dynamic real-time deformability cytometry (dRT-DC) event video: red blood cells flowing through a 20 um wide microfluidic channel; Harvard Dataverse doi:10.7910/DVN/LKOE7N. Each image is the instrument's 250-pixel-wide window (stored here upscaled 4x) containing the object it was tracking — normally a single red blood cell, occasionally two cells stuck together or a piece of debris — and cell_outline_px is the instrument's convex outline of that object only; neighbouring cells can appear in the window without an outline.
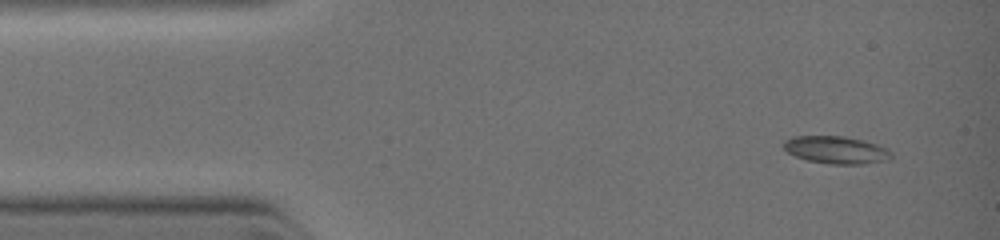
{"species": "common noctule bat (a hibernating species)", "species_latin": "Nyctalus noctula", "temperature_condition": "warm", "stored_images_in_passage": 8, "camera_frame_rate_fps": 3000, "um_per_image_px": 0.085, "animal": {"sex": "female", "body_mass_g": 19.0, "forearm_length_mm": 51.5}, "frame": {"image": 1, "passage_image": 1, "time_ms": 0.0, "image_size_px": [1000, 240], "cell_outline_px": [[892, 156], [884, 160], [864, 164], [832, 164], [808, 160], [796, 156], [788, 152], [780, 144], [784, 140], [792, 136], [844, 136], [864, 140], [888, 148], [892, 152]], "centroid_in_image_um": [71.05, 12.73], "position_along_channel_um": 14.0, "area_um2": 17.28}}
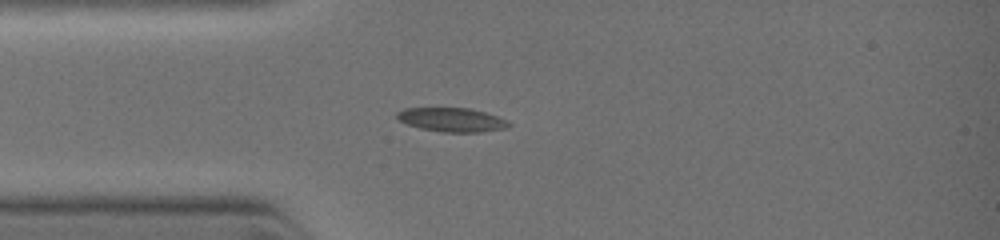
{"frame": {"image": 2, "passage_image": 6, "time_ms": 2.0, "image_size_px": [1000, 240], "cell_outline_px": [[512, 124], [504, 128], [480, 132], [444, 132], [420, 128], [408, 124], [400, 120], [396, 116], [396, 112], [404, 108], [468, 108], [484, 112], [508, 120]], "centroid_in_image_um": [38.4, 10.17], "position_along_channel_um": 46.6, "area_um2": 15.43}}
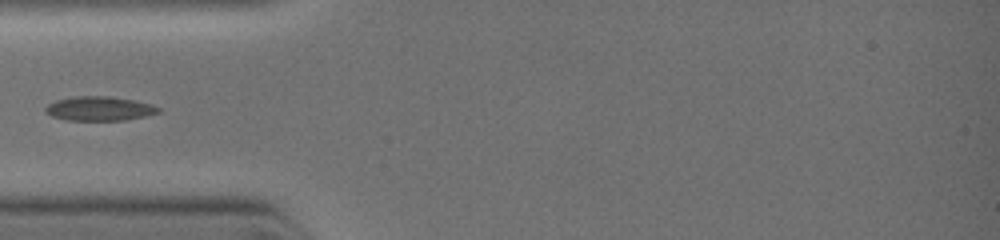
{"frame": {"image": 3, "passage_image": 7, "time_ms": 2.667, "image_size_px": [1000, 240], "cell_outline_px": [[160, 112], [144, 116], [124, 120], [68, 120], [52, 116], [44, 112], [44, 108], [48, 104], [56, 100], [72, 96], [108, 96], [136, 100], [160, 108]], "centroid_in_image_um": [8.4, 9.22], "position_along_channel_um": 76.6, "area_um2": 15.9}}